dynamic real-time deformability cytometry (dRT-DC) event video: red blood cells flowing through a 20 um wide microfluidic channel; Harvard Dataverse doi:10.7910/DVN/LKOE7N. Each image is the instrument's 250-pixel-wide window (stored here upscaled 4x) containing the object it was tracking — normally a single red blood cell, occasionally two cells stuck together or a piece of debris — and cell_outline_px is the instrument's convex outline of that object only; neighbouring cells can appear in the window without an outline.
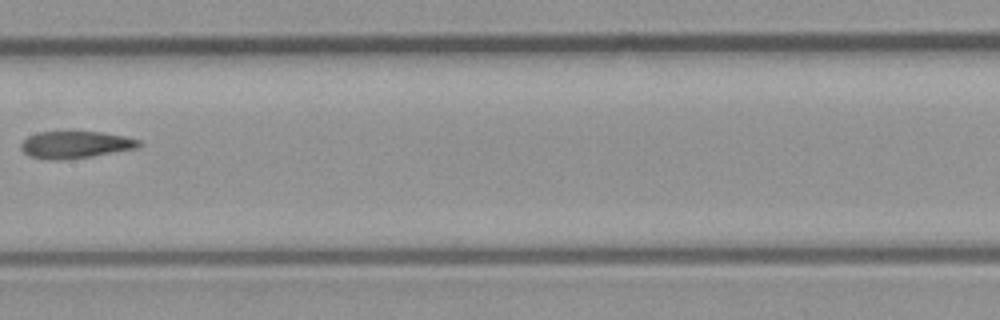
{"species": "common noctule bat (a hibernating species)", "species_latin": "Nyctalus noctula", "temperature_condition": "room temperature", "stored_images_in_passage": 6, "camera_frame_rate_fps": 3000, "um_per_image_px": 0.085, "animal": {"sex": "male", "body_mass_g": 23.1, "forearm_length_mm": 52.7}, "frame": {"image": 1, "passage_image": 6, "time_ms": 5.667, "image_size_px": [1000, 320], "cell_outline_px": [[140, 148], [92, 156], [28, 156], [20, 148], [20, 144], [28, 136], [40, 132], [100, 132], [124, 136], [140, 140]], "centroid_in_image_um": [6.5, 12.24], "position_along_channel_um": 200.9, "area_um2": 17.51}}